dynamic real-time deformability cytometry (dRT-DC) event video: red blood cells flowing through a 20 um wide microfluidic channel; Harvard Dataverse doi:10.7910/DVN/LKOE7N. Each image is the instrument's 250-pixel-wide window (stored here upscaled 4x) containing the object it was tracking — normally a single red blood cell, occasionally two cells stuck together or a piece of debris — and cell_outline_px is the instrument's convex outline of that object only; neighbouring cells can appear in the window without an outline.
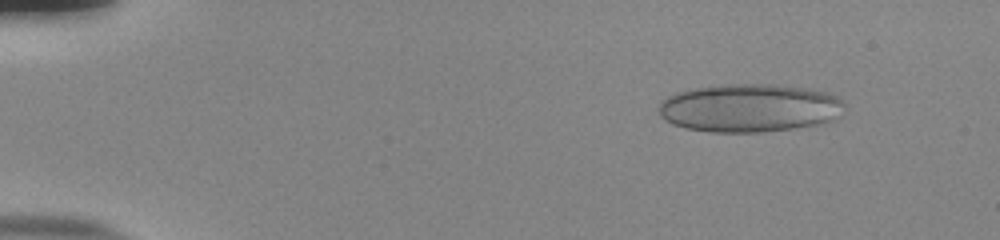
{"species": "human", "species_latin": "Homo sapiens", "temperature_condition": "room temperature", "stored_images_in_passage": 54, "camera_frame_rate_fps": 3000, "um_per_image_px": 0.085, "donor": {"sex": "male"}, "frame": {"image": 1, "passage_image": 6, "time_ms": 1.667, "image_size_px": [1000, 240], "cell_outline_px": [[844, 104], [840, 116], [836, 120], [824, 124], [764, 132], [712, 132], [684, 128], [672, 124], [664, 120], [660, 116], [660, 100], [676, 92], [696, 88], [732, 84], [776, 84], [812, 88], [828, 92], [836, 96]], "centroid_in_image_um": [63.75, 9.18], "position_along_channel_um": 21.2, "area_um2": 52.77}}
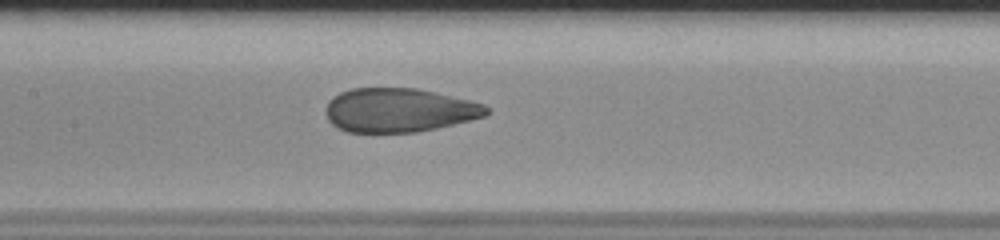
{"frame": {"image": 2, "passage_image": 27, "time_ms": 8.667, "image_size_px": [1000, 240], "cell_outline_px": [[488, 112], [484, 116], [436, 128], [416, 132], [348, 132], [336, 128], [328, 120], [324, 112], [324, 108], [328, 100], [332, 96], [340, 92], [352, 88], [416, 88], [468, 100], [484, 104], [488, 108]], "centroid_in_image_um": [33.82, 9.36], "position_along_channel_um": 173.6, "area_um2": 41.1}}
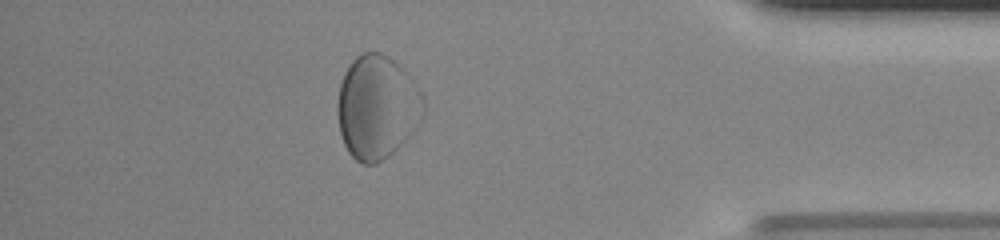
{"frame": {"image": 3, "passage_image": 48, "time_ms": 15.667, "image_size_px": [1000, 240], "cell_outline_px": [[416, 128], [388, 156], [376, 164], [360, 164], [348, 152], [344, 144], [340, 132], [336, 112], [336, 104], [340, 84], [344, 72], [352, 60], [360, 52], [380, 52], [388, 56], [412, 80]], "centroid_in_image_um": [31.85, 9.13], "position_along_channel_um": 403.4, "area_um2": 49.59}}